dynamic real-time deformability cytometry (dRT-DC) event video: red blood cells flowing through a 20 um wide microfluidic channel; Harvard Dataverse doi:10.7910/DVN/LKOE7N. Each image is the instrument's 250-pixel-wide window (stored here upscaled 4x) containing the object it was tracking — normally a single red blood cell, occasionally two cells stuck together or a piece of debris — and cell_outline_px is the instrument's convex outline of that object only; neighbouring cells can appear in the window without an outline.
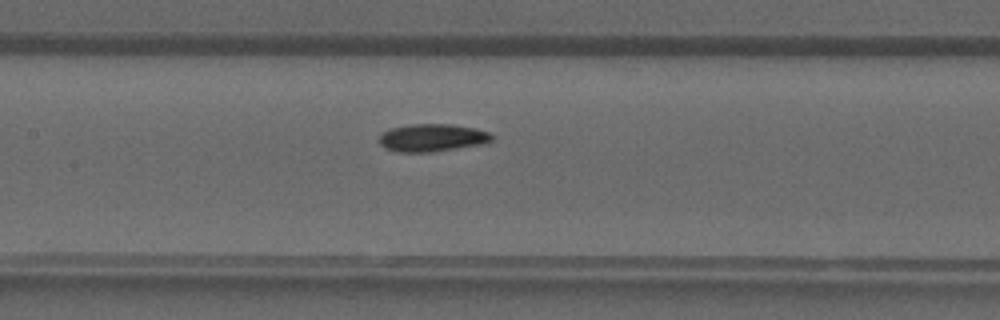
{"species": "common noctule bat (a hibernating species)", "species_latin": "Nyctalus noctula", "temperature_condition": "warm", "stored_images_in_passage": 29, "camera_frame_rate_fps": 3000, "um_per_image_px": 0.085, "animal": {"sex": "male", "forearm_length_mm": 52.5}, "frame": {"image": 1, "passage_image": 13, "time_ms": 4.0, "image_size_px": [1000, 320], "cell_outline_px": [[492, 140], [484, 144], [432, 152], [400, 152], [384, 148], [380, 144], [380, 136], [388, 128], [408, 124], [452, 124], [492, 132]], "centroid_in_image_um": [36.74, 11.7], "position_along_channel_um": 170.7, "area_um2": 18.26}}
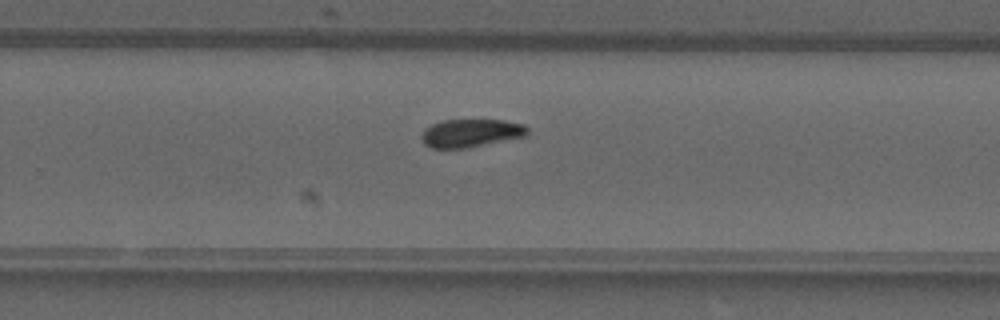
{"frame": {"image": 2, "passage_image": 20, "time_ms": 6.333, "image_size_px": [1000, 320], "cell_outline_px": [[528, 136], [468, 148], [432, 148], [424, 144], [420, 136], [424, 128], [432, 124], [444, 120], [504, 120], [524, 124], [528, 128]], "centroid_in_image_um": [40.04, 11.32], "position_along_channel_um": 289.8, "area_um2": 17.57}}
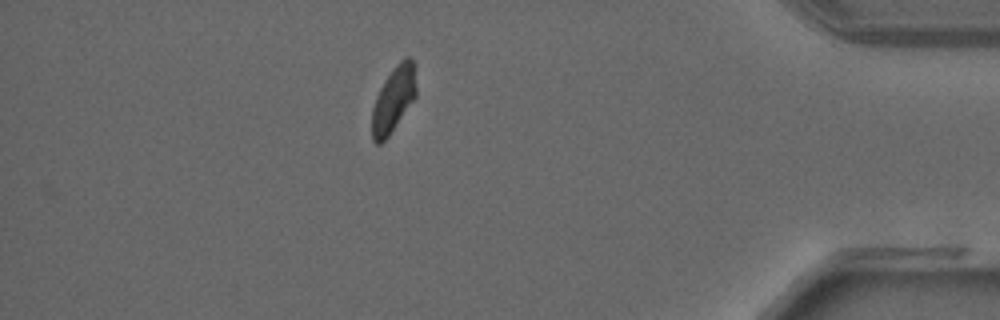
{"frame": {"image": 3, "passage_image": 29, "time_ms": 9.333, "image_size_px": [1000, 320], "cell_outline_px": [[416, 96], [388, 136], [380, 144], [376, 144], [372, 140], [372, 108], [376, 96], [384, 80], [392, 68], [404, 56], [408, 56], [416, 64]], "centroid_in_image_um": [33.46, 8.38], "position_along_channel_um": 401.7, "area_um2": 17.05}}